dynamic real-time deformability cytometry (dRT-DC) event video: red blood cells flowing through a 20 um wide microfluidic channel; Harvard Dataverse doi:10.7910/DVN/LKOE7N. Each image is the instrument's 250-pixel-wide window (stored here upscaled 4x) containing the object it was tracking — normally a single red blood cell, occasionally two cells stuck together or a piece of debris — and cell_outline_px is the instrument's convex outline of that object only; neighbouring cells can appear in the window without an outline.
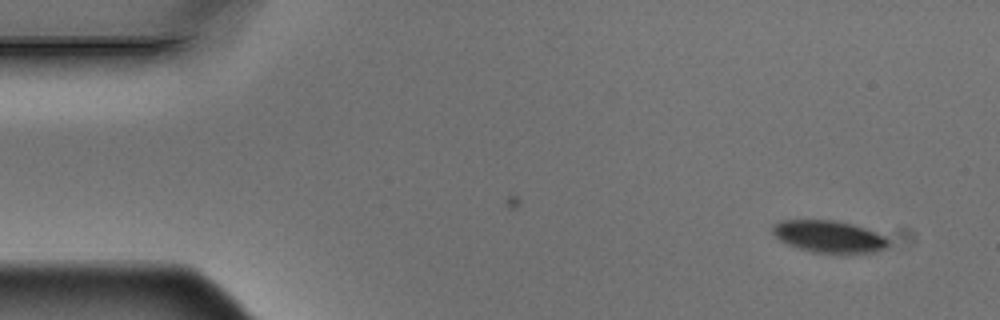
{"species": "Egyptian fruit bat (a non-hibernating species)", "species_latin": "Rousettus aegyptiacus", "temperature_condition": "warm", "stored_images_in_passage": 14, "camera_frame_rate_fps": 3000, "um_per_image_px": 0.085, "animal": {"sex": "male"}, "frame": {"image": 1, "passage_image": 1, "time_ms": 0.0, "image_size_px": [1000, 320], "cell_outline_px": [[888, 248], [872, 252], [812, 252], [788, 244], [780, 240], [772, 232], [772, 224], [780, 220], [836, 220], [852, 224], [864, 228], [884, 236], [888, 240]], "centroid_in_image_um": [70.42, 20.08], "position_along_channel_um": 14.6, "area_um2": 21.27}}
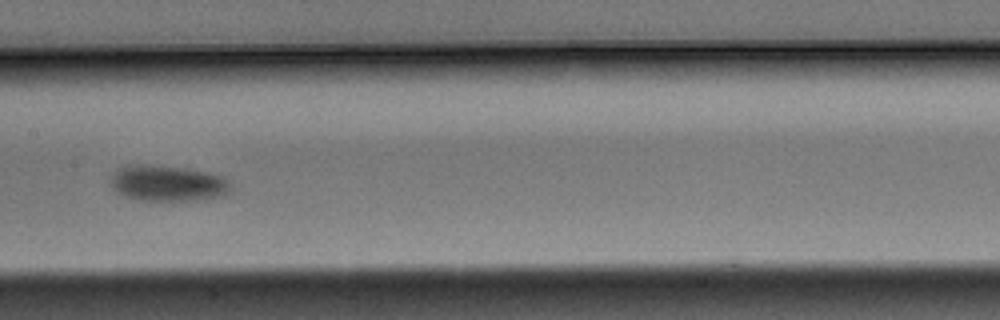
{"frame": {"image": 2, "passage_image": 7, "time_ms": 2.0, "image_size_px": [1000, 320], "cell_outline_px": [[232, 184], [228, 192], [224, 196], [200, 200], [140, 200], [124, 196], [116, 192], [112, 188], [108, 180], [116, 168], [128, 164], [148, 164], [180, 168], [208, 172], [224, 176], [232, 180]], "centroid_in_image_um": [14.24, 15.57], "position_along_channel_um": 193.2, "area_um2": 25.66}}
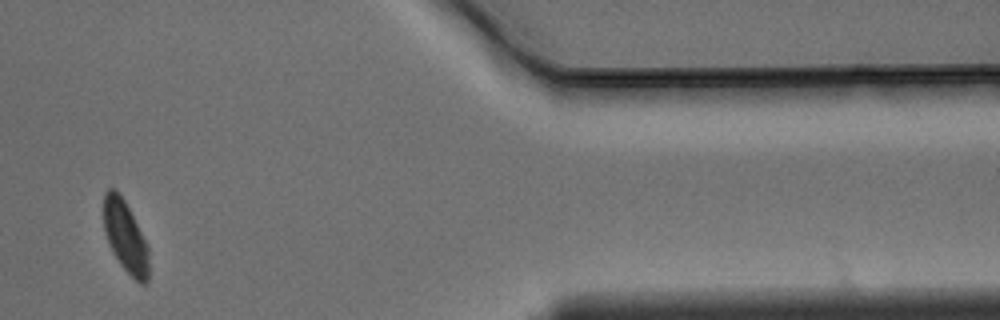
{"frame": {"image": 3, "passage_image": 12, "time_ms": 3.667, "image_size_px": [1000, 320], "cell_outline_px": [[148, 280], [144, 284], [140, 284], [120, 264], [104, 232], [104, 192], [108, 188], [116, 188], [124, 200], [148, 248]], "centroid_in_image_um": [10.64, 20.09], "position_along_channel_um": 400.8, "area_um2": 18.21}}